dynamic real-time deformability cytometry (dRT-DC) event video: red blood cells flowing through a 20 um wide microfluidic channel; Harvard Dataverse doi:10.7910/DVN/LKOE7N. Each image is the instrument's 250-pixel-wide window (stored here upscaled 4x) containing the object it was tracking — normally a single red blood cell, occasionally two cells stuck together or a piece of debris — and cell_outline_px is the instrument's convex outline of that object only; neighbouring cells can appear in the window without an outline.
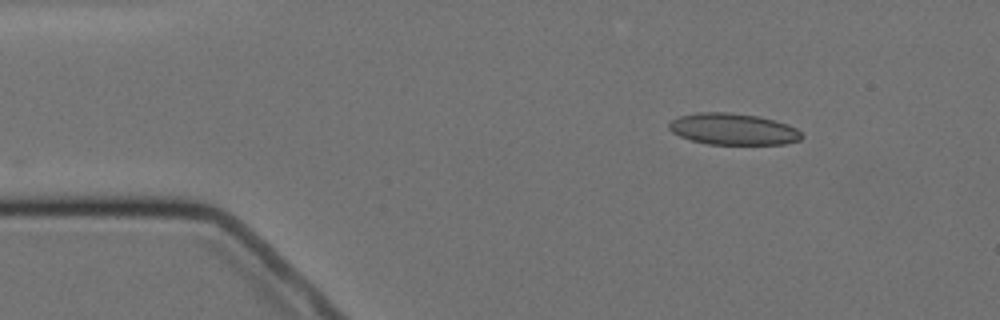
{"species": "Egyptian fruit bat (a non-hibernating species)", "species_latin": "Rousettus aegyptiacus", "temperature_condition": "cold", "stored_images_in_passage": 3, "camera_frame_rate_fps": 3000, "um_per_image_px": 0.085, "animal": {"sex": "female"}, "frame": {"image": 1, "passage_image": 3, "time_ms": 3.0, "image_size_px": [1000, 320], "cell_outline_px": [[804, 136], [800, 140], [784, 144], [708, 144], [692, 140], [680, 136], [672, 132], [668, 128], [668, 124], [672, 120], [680, 116], [696, 112], [728, 112], [760, 116], [788, 124], [796, 128]], "centroid_in_image_um": [62.32, 10.97], "position_along_channel_um": 22.7, "area_um2": 24.39}}